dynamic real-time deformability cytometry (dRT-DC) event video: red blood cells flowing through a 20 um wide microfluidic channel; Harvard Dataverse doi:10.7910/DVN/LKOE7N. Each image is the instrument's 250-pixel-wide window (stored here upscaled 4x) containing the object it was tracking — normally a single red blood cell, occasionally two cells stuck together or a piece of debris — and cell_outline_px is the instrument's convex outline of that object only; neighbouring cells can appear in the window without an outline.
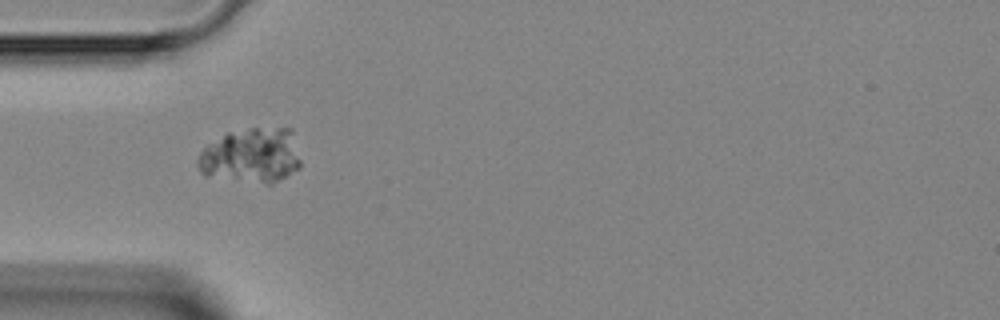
{"species": "Egyptian fruit bat (a non-hibernating species)", "species_latin": "Rousettus aegyptiacus", "temperature_condition": "room temperature", "stored_images_in_passage": 15, "camera_frame_rate_fps": 3000, "um_per_image_px": 0.085, "animal": {"sex": "female"}, "frame": {"image": 1, "passage_image": 1, "time_ms": 0.0, "image_size_px": [1000, 320], "cell_outline_px": [[300, 168], [272, 184], [268, 184], [204, 176], [200, 172], [196, 164], [196, 160], [200, 152], [208, 144], [228, 132], [248, 128], [292, 128], [300, 160]], "centroid_in_image_um": [21.35, 13.23], "position_along_channel_um": 63.6, "area_um2": 33.23}}
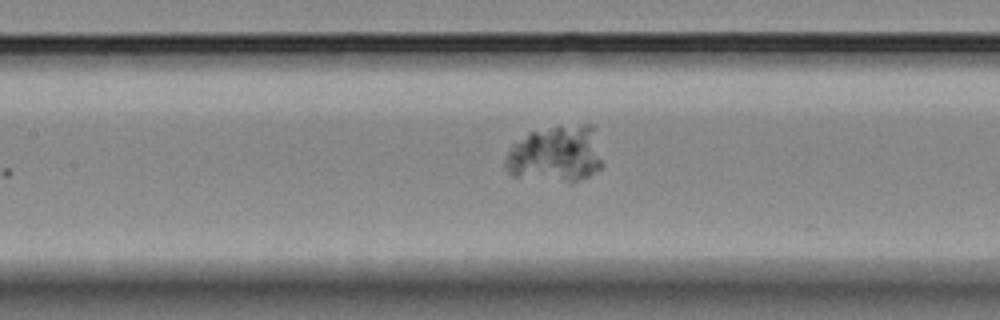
{"frame": {"image": 2, "passage_image": 8, "time_ms": 2.333, "image_size_px": [1000, 320], "cell_outline_px": [[604, 164], [600, 168], [588, 176], [572, 184], [512, 176], [508, 172], [504, 164], [504, 160], [512, 144], [528, 132], [560, 124], [592, 124]], "centroid_in_image_um": [47.24, 13.1], "position_along_channel_um": 160.2, "area_um2": 32.95}}
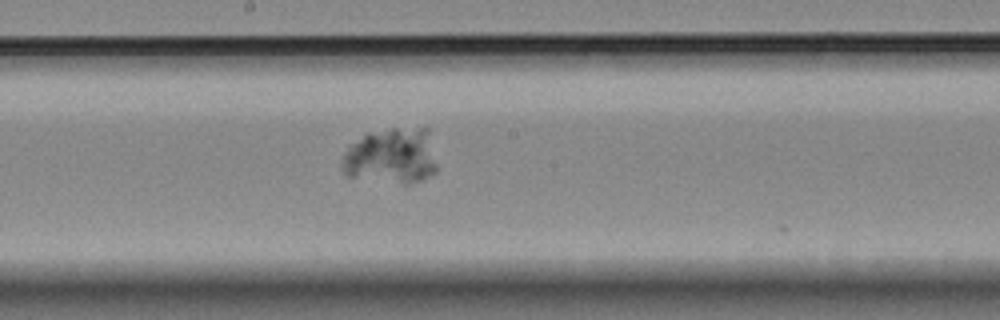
{"frame": {"image": 3, "passage_image": 12, "time_ms": 3.667, "image_size_px": [1000, 320], "cell_outline_px": [[436, 172], [424, 180], [408, 184], [404, 184], [348, 176], [344, 172], [340, 164], [340, 160], [348, 144], [368, 132], [392, 128], [428, 128], [436, 164]], "centroid_in_image_um": [33.24, 13.26], "position_along_channel_um": 215.0, "area_um2": 31.33}}